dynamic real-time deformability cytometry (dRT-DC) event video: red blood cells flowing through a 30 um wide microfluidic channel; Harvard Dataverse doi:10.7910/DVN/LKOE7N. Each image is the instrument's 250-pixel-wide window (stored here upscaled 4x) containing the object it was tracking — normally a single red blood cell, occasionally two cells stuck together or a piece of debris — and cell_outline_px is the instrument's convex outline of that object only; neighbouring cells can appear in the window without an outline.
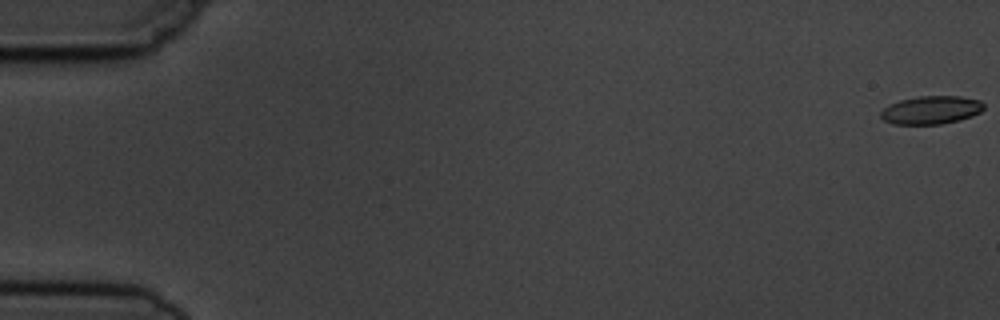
{"species": "common noctule bat (a hibernating species)", "species_latin": "Nyctalus noctula", "temperature_condition": "cold", "stored_images_in_passage": 9, "camera_frame_rate_fps": 3000, "um_per_image_px": 0.085, "animal": {"sex": "male", "body_mass_g": 19.5, "forearm_length_mm": 54.6}, "frame": {"image": 1, "passage_image": 1, "time_ms": 0.0, "image_size_px": [1000, 320], "cell_outline_px": [[984, 108], [980, 112], [972, 116], [960, 120], [940, 124], [892, 124], [884, 120], [880, 116], [880, 112], [884, 108], [900, 100], [920, 96], [960, 96], [980, 100], [984, 104]], "centroid_in_image_um": [79.16, 9.35], "position_along_channel_um": 5.8, "area_um2": 16.88}}
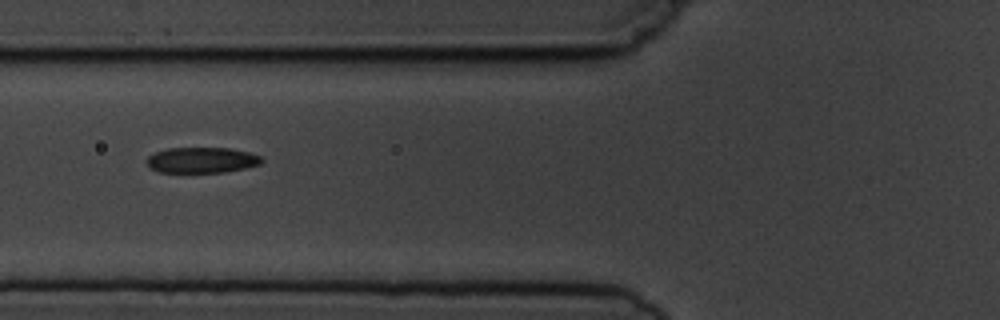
{"frame": {"image": 2, "passage_image": 7, "time_ms": 7.0, "image_size_px": [1000, 320], "cell_outline_px": [[264, 160], [260, 164], [244, 168], [224, 172], [160, 172], [148, 168], [144, 160], [148, 156], [156, 152], [168, 148], [232, 148], [248, 152], [260, 156]], "centroid_in_image_um": [17.11, 13.61], "position_along_channel_um": 108.7, "area_um2": 17.28}}
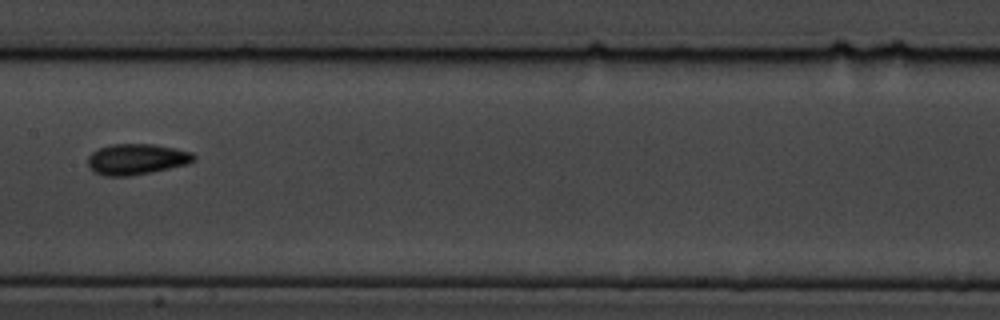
{"frame": {"image": 3, "passage_image": 9, "time_ms": 9.333, "image_size_px": [1000, 320], "cell_outline_px": [[196, 160], [188, 164], [152, 172], [128, 176], [104, 176], [96, 172], [88, 164], [88, 156], [92, 152], [100, 148], [112, 144], [152, 144], [192, 152], [196, 156]], "centroid_in_image_um": [11.63, 13.53], "position_along_channel_um": 195.8, "area_um2": 18.9}}